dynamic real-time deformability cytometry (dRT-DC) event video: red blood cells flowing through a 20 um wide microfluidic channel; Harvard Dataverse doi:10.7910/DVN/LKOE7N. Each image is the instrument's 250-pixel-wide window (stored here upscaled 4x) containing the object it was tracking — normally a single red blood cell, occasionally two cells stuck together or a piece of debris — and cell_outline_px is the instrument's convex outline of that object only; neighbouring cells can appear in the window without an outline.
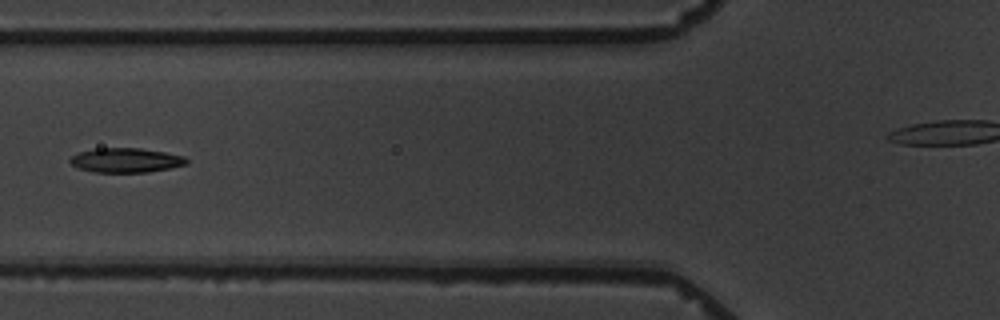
{"species": "common noctule bat (a hibernating species)", "species_latin": "Nyctalus noctula", "temperature_condition": "warm", "stored_images_in_passage": 13, "camera_frame_rate_fps": 3000, "um_per_image_px": 0.085, "animal": {"sex": "male", "body_mass_g": 19.5, "forearm_length_mm": 54.6}, "frame": {"image": 1, "passage_image": 6, "time_ms": 7.333, "image_size_px": [1000, 320], "cell_outline_px": [[188, 164], [148, 172], [92, 172], [80, 168], [72, 164], [68, 160], [72, 156], [80, 152], [96, 148], [140, 148], [164, 152], [184, 156], [188, 160]], "centroid_in_image_um": [10.71, 13.62], "position_along_channel_um": 115.1, "area_um2": 16.47}}
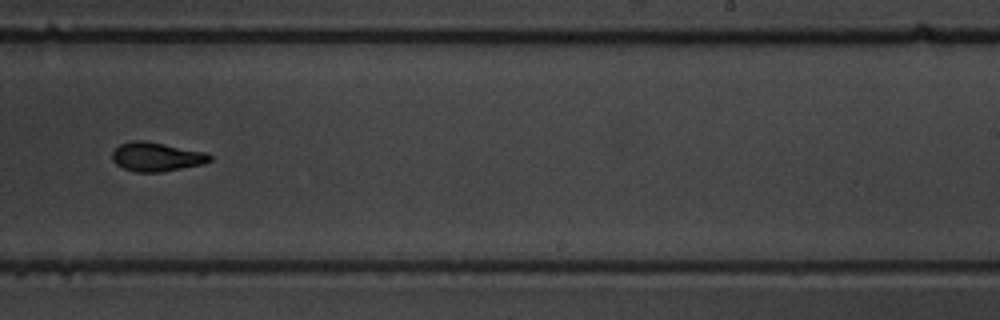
{"frame": {"image": 2, "passage_image": 10, "time_ms": 12.0, "image_size_px": [1000, 320], "cell_outline_px": [[212, 160], [204, 164], [160, 172], [136, 172], [124, 168], [116, 164], [112, 160], [112, 152], [120, 144], [132, 140], [144, 140], [204, 152], [212, 156]], "centroid_in_image_um": [13.29, 13.33], "position_along_channel_um": 275.7, "area_um2": 16.42}}
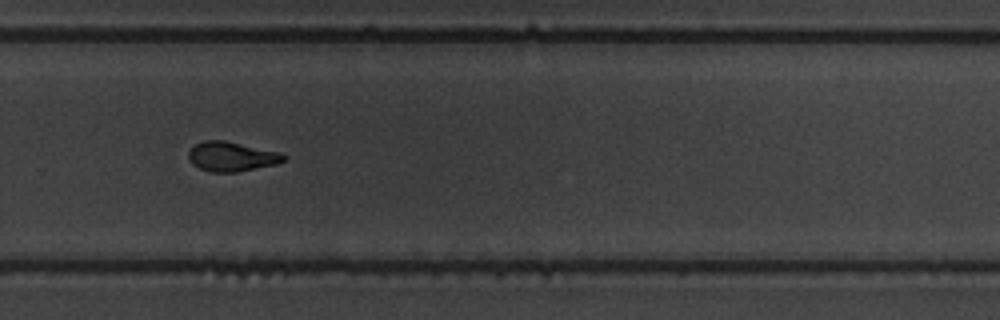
{"frame": {"image": 3, "passage_image": 11, "time_ms": 13.0, "image_size_px": [1000, 320], "cell_outline_px": [[288, 156], [284, 160], [276, 164], [236, 172], [212, 172], [200, 168], [192, 164], [188, 160], [188, 152], [196, 144], [204, 140], [224, 140], [280, 152]], "centroid_in_image_um": [19.68, 13.3], "position_along_channel_um": 310.1, "area_um2": 16.36}}